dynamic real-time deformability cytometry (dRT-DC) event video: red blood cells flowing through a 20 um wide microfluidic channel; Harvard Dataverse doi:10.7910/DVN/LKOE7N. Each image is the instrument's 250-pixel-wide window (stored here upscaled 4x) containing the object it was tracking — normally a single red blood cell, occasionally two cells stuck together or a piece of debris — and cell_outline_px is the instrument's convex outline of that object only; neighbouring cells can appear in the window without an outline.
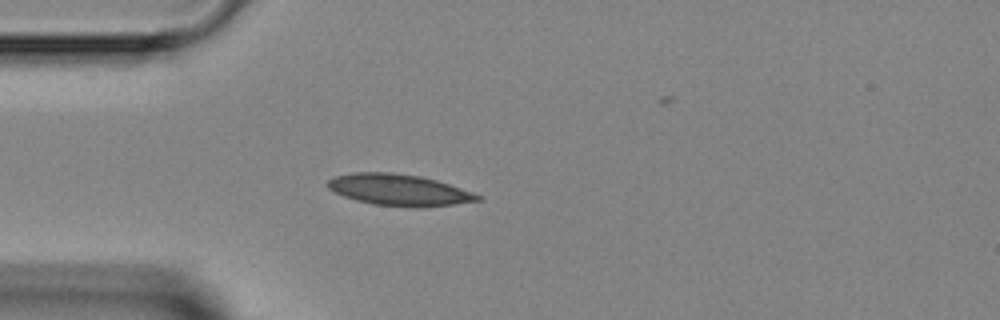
{"species": "Egyptian fruit bat (a non-hibernating species)", "species_latin": "Rousettus aegyptiacus", "temperature_condition": "room temperature", "stored_images_in_passage": 3, "camera_frame_rate_fps": 3000, "um_per_image_px": 0.085, "animal": {"sex": "female"}, "frame": {"image": 1, "passage_image": 3, "time_ms": 3.0, "image_size_px": [1000, 320], "cell_outline_px": [[484, 200], [424, 208], [372, 204], [356, 200], [344, 196], [328, 188], [328, 180], [336, 176], [352, 172], [392, 172], [420, 176], [436, 180], [472, 192], [480, 196]], "centroid_in_image_um": [33.93, 16.14], "position_along_channel_um": 51.1, "area_um2": 27.34}}